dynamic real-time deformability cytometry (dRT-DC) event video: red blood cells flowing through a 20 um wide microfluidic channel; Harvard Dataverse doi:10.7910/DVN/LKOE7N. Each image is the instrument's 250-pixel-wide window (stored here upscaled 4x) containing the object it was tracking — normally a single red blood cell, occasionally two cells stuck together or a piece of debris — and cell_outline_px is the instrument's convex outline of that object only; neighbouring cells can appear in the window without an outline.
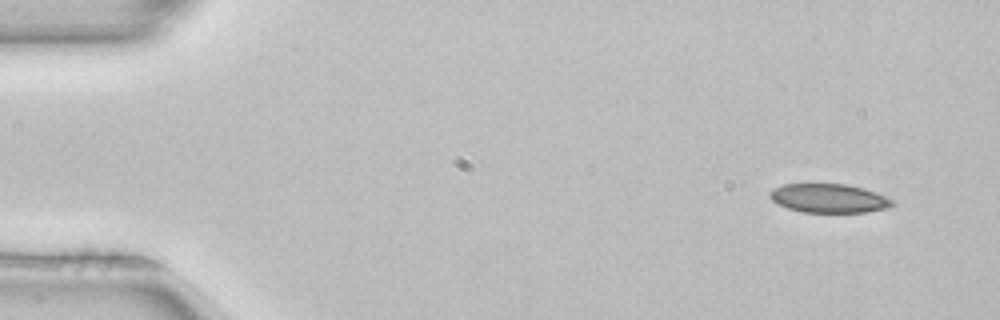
{"species": "common noctule bat (a hibernating species)", "species_latin": "Nyctalus noctula", "temperature_condition": "room temperature", "stored_images_in_passage": 3, "camera_frame_rate_fps": 3000, "um_per_image_px": 0.085, "animal": {"sex": "female", "body_mass_g": 22.7, "forearm_length_mm": 54.2}, "frame": {"image": 1, "passage_image": 1, "time_ms": 0.0, "image_size_px": [1000, 320], "cell_outline_px": [[896, 204], [888, 208], [868, 212], [800, 212], [788, 208], [772, 200], [768, 196], [768, 192], [772, 188], [784, 184], [844, 184], [864, 188], [876, 192], [892, 200]], "centroid_in_image_um": [70.45, 16.85], "position_along_channel_um": 14.6, "area_um2": 20.69}}